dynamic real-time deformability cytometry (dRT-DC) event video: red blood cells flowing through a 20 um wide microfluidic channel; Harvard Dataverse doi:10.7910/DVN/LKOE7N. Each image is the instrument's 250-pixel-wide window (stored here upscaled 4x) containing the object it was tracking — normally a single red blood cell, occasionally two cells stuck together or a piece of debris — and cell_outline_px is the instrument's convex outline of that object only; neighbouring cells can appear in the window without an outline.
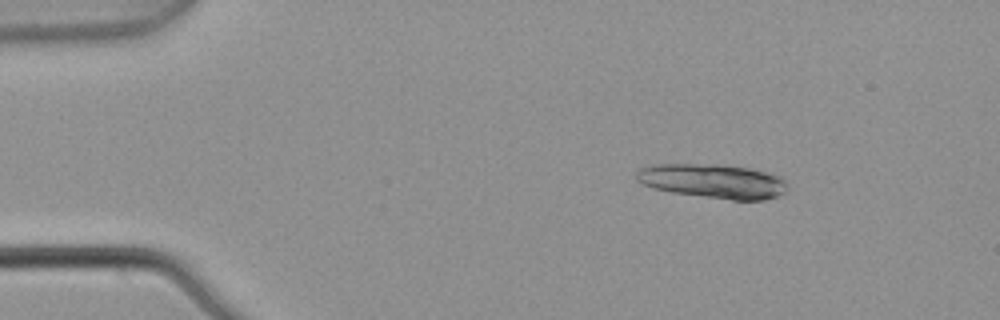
{"species": "common noctule bat (a hibernating species)", "species_latin": "Nyctalus noctula", "temperature_condition": "warm", "stored_images_in_passage": 5, "camera_frame_rate_fps": 3000, "um_per_image_px": 0.085, "animal": {"sex": "male", "body_mass_g": 21.5, "forearm_length_mm": 52.0}, "frame": {"image": 1, "passage_image": 3, "time_ms": 0.667, "image_size_px": [1000, 320], "cell_outline_px": [[788, 188], [784, 192], [776, 196], [764, 200], [732, 200], [672, 192], [652, 188], [636, 180], [636, 172], [640, 168], [656, 164], [696, 164], [748, 168], [780, 176], [788, 184]], "centroid_in_image_um": [60.59, 15.41], "position_along_channel_um": 24.4, "area_um2": 29.77}}